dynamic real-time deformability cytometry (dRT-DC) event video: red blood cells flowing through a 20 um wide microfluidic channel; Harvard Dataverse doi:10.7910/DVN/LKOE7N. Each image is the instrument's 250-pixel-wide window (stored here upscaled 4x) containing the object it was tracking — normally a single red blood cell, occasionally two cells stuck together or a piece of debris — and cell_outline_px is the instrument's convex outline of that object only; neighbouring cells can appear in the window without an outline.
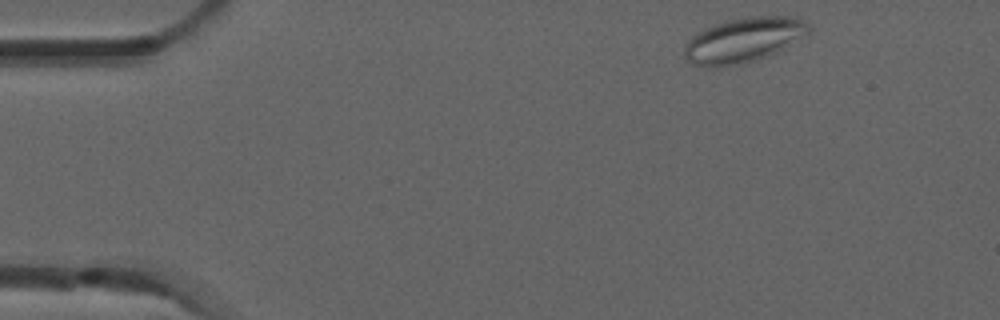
{"species": "common noctule bat (a hibernating species)", "species_latin": "Nyctalus noctula", "temperature_condition": "room temperature", "stored_images_in_passage": 5, "camera_frame_rate_fps": 3000, "um_per_image_px": 0.085, "animal": {"sex": "male", "forearm_length_mm": 52.5}, "frame": {"image": 1, "passage_image": 1, "time_ms": 0.0, "image_size_px": [1000, 320], "cell_outline_px": [[812, 28], [808, 36], [768, 56], [756, 60], [740, 64], [720, 68], [708, 68], [692, 64], [684, 56], [684, 48], [688, 40], [696, 32], [704, 28], [724, 20], [752, 16], [796, 16], [804, 20]], "centroid_in_image_um": [63.22, 3.41], "position_along_channel_um": 21.8, "area_um2": 33.23}}